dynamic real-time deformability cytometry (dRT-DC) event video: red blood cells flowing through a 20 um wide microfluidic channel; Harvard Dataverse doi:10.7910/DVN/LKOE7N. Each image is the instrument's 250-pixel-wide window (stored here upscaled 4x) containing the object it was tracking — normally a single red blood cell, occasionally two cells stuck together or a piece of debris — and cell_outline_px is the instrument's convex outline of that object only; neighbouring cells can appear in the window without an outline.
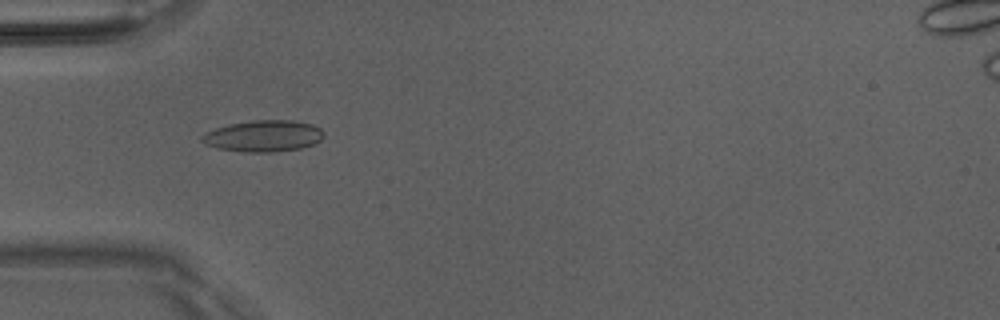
{"species": "Egyptian fruit bat (a non-hibernating species)", "species_latin": "Rousettus aegyptiacus", "temperature_condition": "room temperature", "stored_images_in_passage": 46, "camera_frame_rate_fps": 3000, "um_per_image_px": 0.085, "animal": {"sex": "male"}, "frame": {"image": 1, "passage_image": 12, "time_ms": 3.667, "image_size_px": [1000, 320], "cell_outline_px": [[324, 136], [320, 140], [312, 144], [300, 148], [272, 152], [244, 152], [216, 148], [204, 144], [200, 140], [200, 136], [204, 132], [228, 124], [252, 120], [292, 120], [312, 124], [320, 128], [324, 132]], "centroid_in_image_um": [22.35, 11.55], "position_along_channel_um": 62.7, "area_um2": 22.48}}
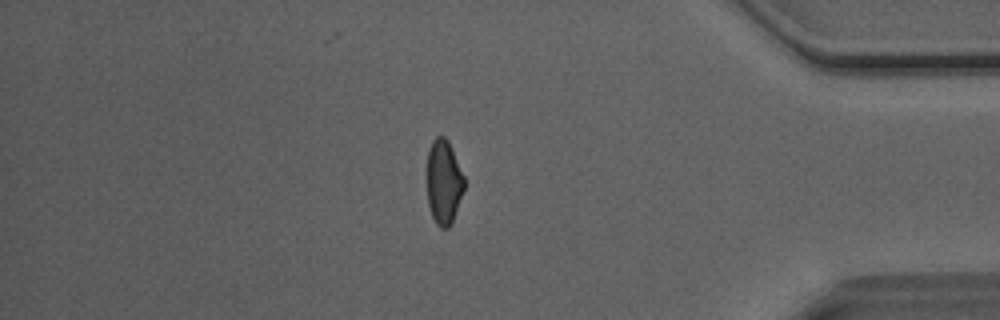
{"frame": {"image": 2, "passage_image": 39, "time_ms": 12.667, "image_size_px": [1000, 320], "cell_outline_px": [[464, 188], [452, 224], [448, 228], [440, 228], [436, 224], [432, 216], [428, 204], [424, 176], [428, 148], [432, 140], [436, 136], [444, 136], [448, 140], [452, 148], [464, 176]], "centroid_in_image_um": [37.66, 15.45], "position_along_channel_um": 397.5, "area_um2": 19.13}}
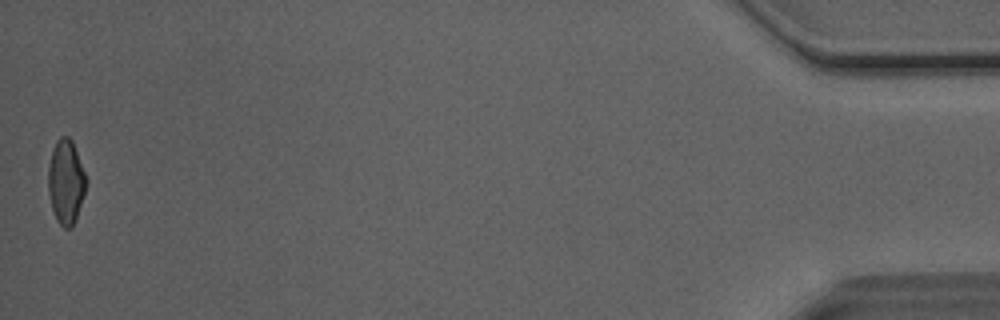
{"frame": {"image": 3, "passage_image": 46, "time_ms": 15.0, "image_size_px": [1000, 320], "cell_outline_px": [[88, 180], [76, 220], [72, 228], [64, 228], [56, 220], [52, 208], [48, 192], [48, 164], [52, 148], [56, 140], [60, 136], [68, 136], [72, 140]], "centroid_in_image_um": [5.6, 15.44], "position_along_channel_um": 429.6, "area_um2": 18.9}, "authors_computed_cell_mechanics": {"area_um2": 19.363, "velocity_mm_per_s": 4.1003, "shape_relaxation_time_tau1_ms": 7.586, "shape_relaxation_time_tau2_ms": 1.9201, "deformation_change_tau1": 0.1891, "deformation_change_tau2": 0.0836}}